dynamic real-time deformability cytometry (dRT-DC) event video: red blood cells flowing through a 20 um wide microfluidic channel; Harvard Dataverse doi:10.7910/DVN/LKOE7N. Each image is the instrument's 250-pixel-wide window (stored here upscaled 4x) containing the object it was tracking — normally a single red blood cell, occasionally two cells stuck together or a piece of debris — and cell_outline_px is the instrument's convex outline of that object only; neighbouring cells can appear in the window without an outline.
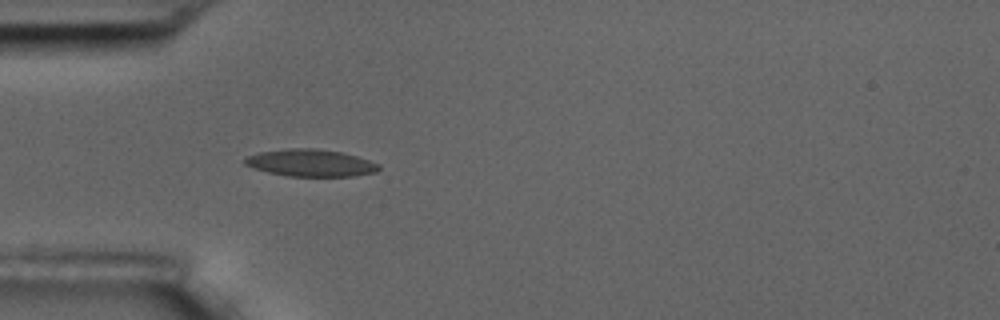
{"species": "common noctule bat (a hibernating species)", "species_latin": "Nyctalus noctula", "temperature_condition": "room temperature", "stored_images_in_passage": 4, "camera_frame_rate_fps": 3000, "um_per_image_px": 0.085, "animal": {"sex": "male", "body_mass_g": 17.5, "forearm_length_mm": 52.3}, "frame": {"image": 1, "passage_image": 4, "time_ms": 4.333, "image_size_px": [1000, 320], "cell_outline_px": [[380, 168], [376, 172], [352, 176], [288, 176], [268, 172], [244, 164], [244, 160], [248, 156], [260, 152], [288, 148], [316, 148], [340, 152], [356, 156], [380, 164]], "centroid_in_image_um": [26.42, 13.84], "position_along_channel_um": 58.6, "area_um2": 20.98}}